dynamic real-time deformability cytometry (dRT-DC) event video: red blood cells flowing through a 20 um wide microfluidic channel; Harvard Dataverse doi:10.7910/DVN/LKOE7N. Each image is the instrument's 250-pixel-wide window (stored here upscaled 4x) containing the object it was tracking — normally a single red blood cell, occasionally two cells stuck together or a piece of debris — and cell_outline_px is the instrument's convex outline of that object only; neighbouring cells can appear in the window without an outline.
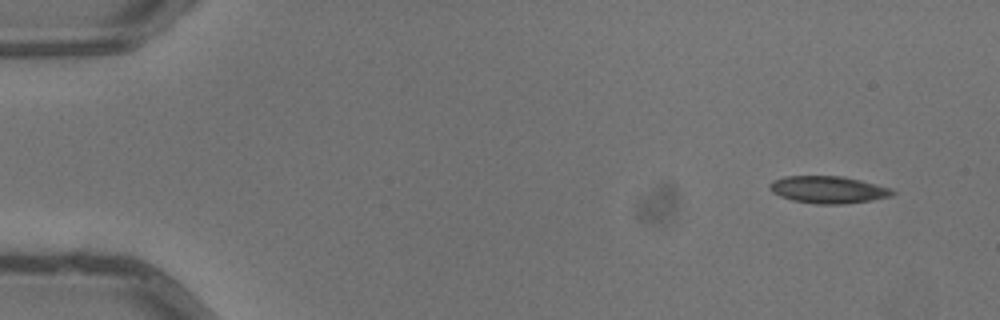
{"species": "common noctule bat (a hibernating species)", "species_latin": "Nyctalus noctula", "temperature_condition": "warm", "stored_images_in_passage": 3, "camera_frame_rate_fps": 3000, "um_per_image_px": 0.085, "animal": {"sex": "male", "body_mass_g": 13.3}, "frame": {"image": 1, "passage_image": 1, "time_ms": 0.0, "image_size_px": [1000, 320], "cell_outline_px": [[896, 192], [892, 196], [872, 200], [840, 204], [816, 204], [792, 200], [780, 196], [772, 192], [768, 188], [768, 184], [772, 180], [784, 176], [844, 176], [892, 188]], "centroid_in_image_um": [70.38, 16.11], "position_along_channel_um": 14.6, "area_um2": 19.59}}